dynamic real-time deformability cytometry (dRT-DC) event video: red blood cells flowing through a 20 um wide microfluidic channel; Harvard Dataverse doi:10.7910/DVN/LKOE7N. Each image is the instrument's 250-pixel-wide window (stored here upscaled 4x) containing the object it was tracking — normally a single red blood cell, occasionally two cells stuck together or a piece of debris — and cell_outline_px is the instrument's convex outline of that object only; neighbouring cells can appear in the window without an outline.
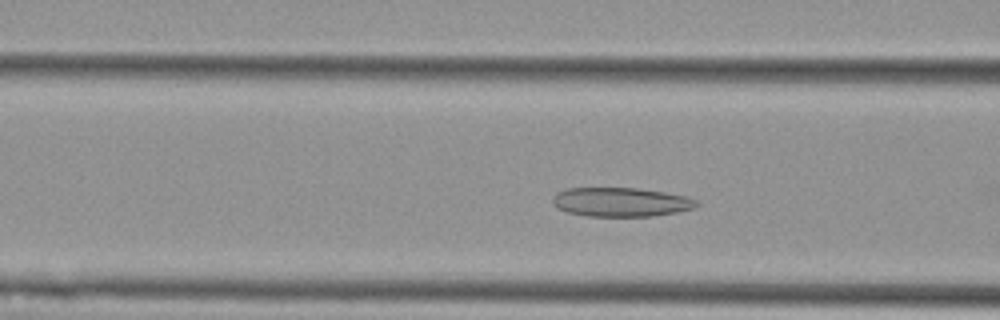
{"species": "Egyptian fruit bat (a non-hibernating species)", "species_latin": "Rousettus aegyptiacus", "temperature_condition": "cold", "stored_images_in_passage": 38, "camera_frame_rate_fps": 3000, "um_per_image_px": 0.085, "animal": {"sex": "female"}, "frame": {"image": 1, "passage_image": 12, "time_ms": 3.667, "image_size_px": [1000, 320], "cell_outline_px": [[700, 204], [696, 208], [676, 212], [652, 216], [584, 216], [568, 212], [556, 208], [552, 204], [552, 196], [556, 192], [568, 188], [636, 188], [664, 192], [684, 196], [696, 200]], "centroid_in_image_um": [52.74, 17.18], "position_along_channel_um": 113.9, "area_um2": 24.51}}
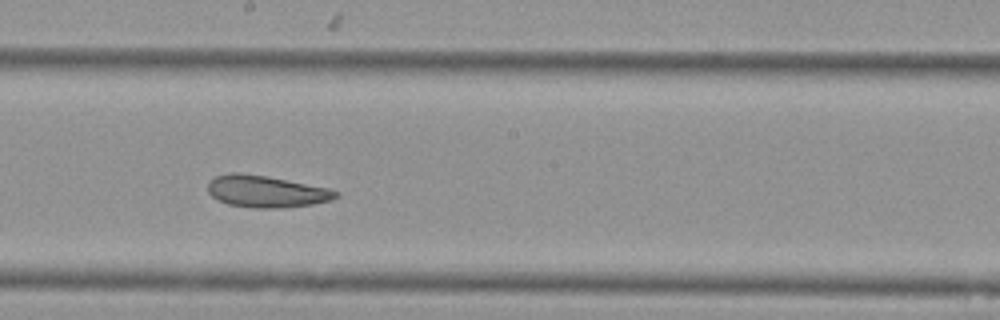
{"frame": {"image": 2, "passage_image": 21, "time_ms": 6.667, "image_size_px": [1000, 320], "cell_outline_px": [[340, 196], [332, 200], [312, 204], [280, 208], [252, 208], [228, 204], [216, 200], [208, 192], [208, 180], [216, 176], [232, 172], [240, 172], [268, 176], [328, 188], [340, 192]], "centroid_in_image_um": [22.61, 16.27], "position_along_channel_um": 225.6, "area_um2": 23.99}}
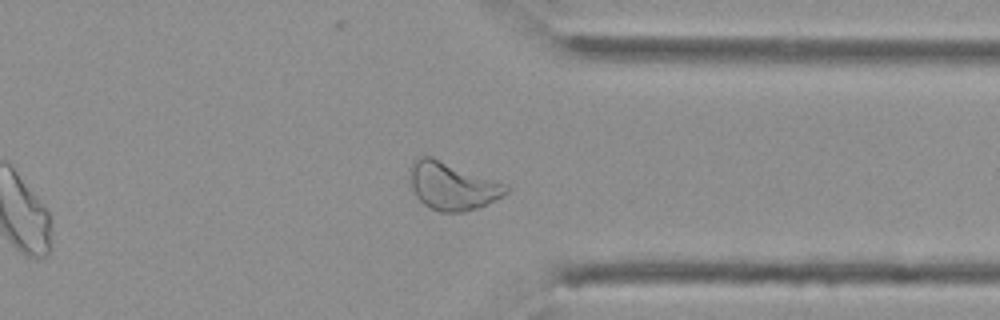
{"frame": {"image": 3, "passage_image": 33, "time_ms": 10.667, "image_size_px": [1000, 320], "cell_outline_px": [[508, 192], [504, 196], [496, 200], [476, 208], [464, 212], [440, 212], [424, 204], [416, 196], [408, 180], [408, 168], [412, 160], [420, 156], [432, 156], [508, 184]], "centroid_in_image_um": [38.41, 15.78], "position_along_channel_um": 373.0, "area_um2": 27.22}, "authors_computed_cell_mechanics": {"area_um2": 24.7095, "velocity_mm_per_s": 3.7348, "shape_relaxation_time_tau1_ms": null, "shape_relaxation_time_tau2_ms": 3.6338, "deformation_change_tau1": null, "deformation_change_tau2": 0.1071}}